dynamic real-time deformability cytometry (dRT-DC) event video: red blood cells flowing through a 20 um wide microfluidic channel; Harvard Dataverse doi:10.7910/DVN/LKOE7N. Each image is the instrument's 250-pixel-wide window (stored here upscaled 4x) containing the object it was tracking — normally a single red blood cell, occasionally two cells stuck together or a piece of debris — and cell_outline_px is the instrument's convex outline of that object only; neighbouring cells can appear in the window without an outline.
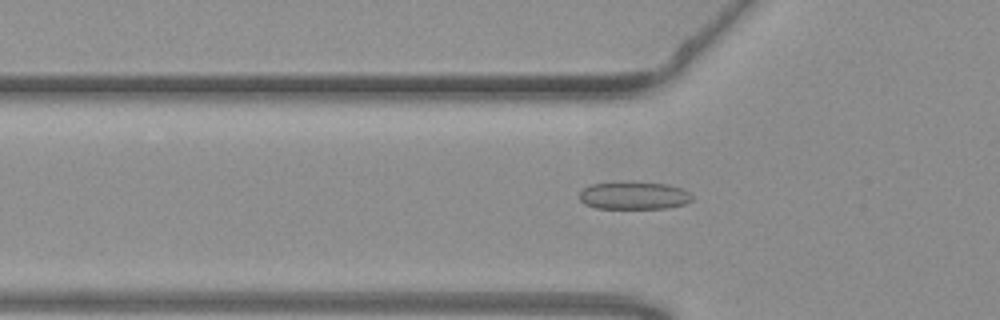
{"species": "common noctule bat (a hibernating species)", "species_latin": "Nyctalus noctula", "temperature_condition": "warm", "stored_images_in_passage": 55, "camera_frame_rate_fps": 3000, "um_per_image_px": 0.085, "animal": {"sex": "female", "body_mass_g": 19.3, "forearm_length_mm": 54.1}, "frame": {"image": 1, "passage_image": 18, "time_ms": 5.667, "image_size_px": [1000, 320], "cell_outline_px": [[692, 200], [688, 204], [668, 208], [596, 208], [584, 204], [580, 200], [580, 192], [588, 184], [616, 180], [632, 180], [668, 184], [680, 188], [688, 192], [692, 196]], "centroid_in_image_um": [53.86, 16.58], "position_along_channel_um": 71.9, "area_um2": 18.96}}
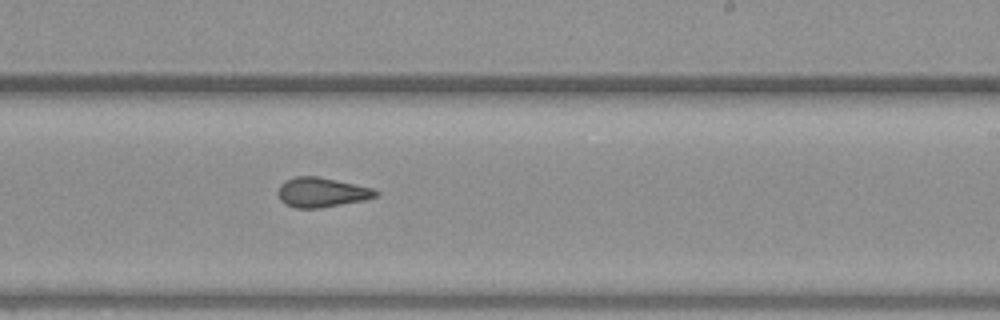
{"frame": {"image": 2, "passage_image": 33, "time_ms": 10.667, "image_size_px": [1000, 320], "cell_outline_px": [[380, 192], [376, 196], [364, 200], [320, 208], [296, 208], [284, 204], [280, 200], [276, 192], [280, 184], [284, 180], [296, 176], [316, 176], [336, 180], [372, 188]], "centroid_in_image_um": [27.28, 16.35], "position_along_channel_um": 261.7, "area_um2": 16.94}}
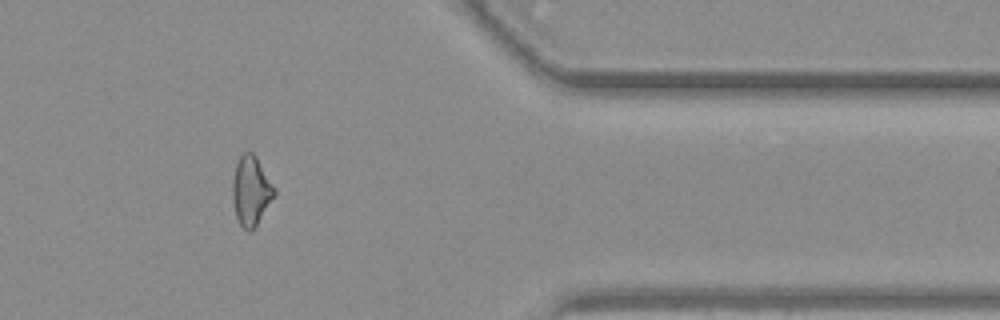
{"frame": {"image": 3, "passage_image": 45, "time_ms": 14.667, "image_size_px": [1000, 320], "cell_outline_px": [[276, 192], [256, 224], [248, 232], [240, 224], [236, 216], [232, 196], [232, 184], [236, 164], [240, 156], [244, 152], [252, 152], [256, 156], [276, 188]], "centroid_in_image_um": [21.33, 16.17], "position_along_channel_um": 390.1, "area_um2": 16.53}, "authors_computed_cell_mechanics": {"area_um2": 17.4556, "velocity_mm_per_s": 3.7796, "shape_relaxation_time_tau1_ms": null, "shape_relaxation_time_tau2_ms": 1.5492, "deformation_change_tau1": null, "deformation_change_tau2": 0.0757}}